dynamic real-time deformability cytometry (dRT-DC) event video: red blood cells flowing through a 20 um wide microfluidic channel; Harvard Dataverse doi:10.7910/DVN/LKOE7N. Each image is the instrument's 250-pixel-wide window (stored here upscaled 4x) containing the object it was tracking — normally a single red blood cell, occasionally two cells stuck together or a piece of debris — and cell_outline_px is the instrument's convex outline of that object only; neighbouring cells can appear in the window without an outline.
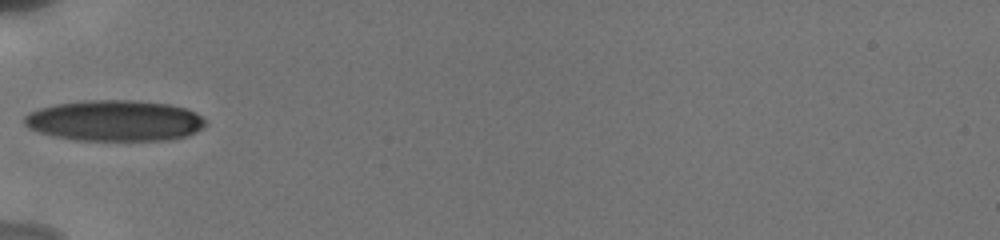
{"species": "human", "species_latin": "Homo sapiens", "temperature_condition": "cold", "stored_images_in_passage": 12, "camera_frame_rate_fps": 3000, "um_per_image_px": 0.085, "donor": {"sex": "male"}, "frame": {"image": 1, "passage_image": 1, "time_ms": 0.0, "image_size_px": [1000, 240], "cell_outline_px": [[208, 124], [204, 128], [188, 136], [168, 140], [76, 140], [56, 136], [40, 132], [24, 124], [24, 116], [28, 112], [40, 108], [56, 104], [84, 100], [132, 100], [168, 104], [184, 108], [196, 112], [208, 120]], "centroid_in_image_um": [9.82, 10.25], "position_along_channel_um": 75.2, "area_um2": 43.35}}
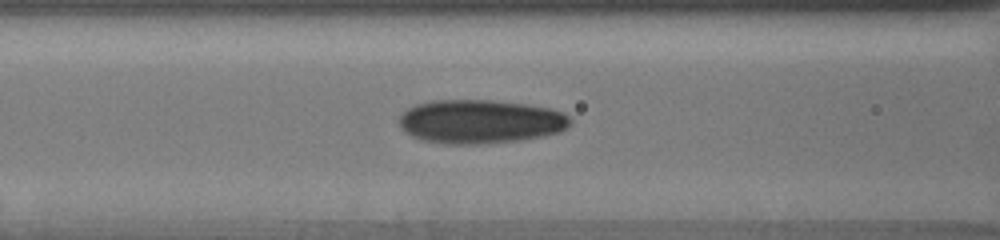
{"frame": {"image": 2, "passage_image": 4, "time_ms": 1.333, "image_size_px": [1000, 240], "cell_outline_px": [[572, 124], [568, 128], [560, 132], [544, 136], [520, 140], [480, 144], [444, 144], [420, 140], [404, 132], [400, 128], [400, 116], [408, 108], [416, 104], [432, 100], [492, 100], [524, 104], [548, 108], [560, 112], [568, 116], [572, 120]], "centroid_in_image_um": [40.82, 10.34], "position_along_channel_um": 125.8, "area_um2": 43.93}}
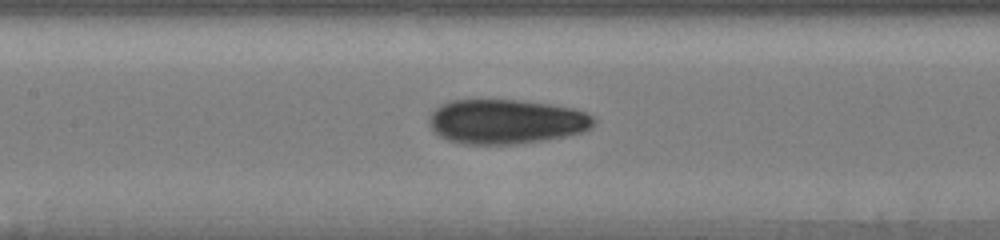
{"frame": {"image": 3, "passage_image": 8, "time_ms": 2.333, "image_size_px": [1000, 240], "cell_outline_px": [[596, 120], [592, 128], [584, 132], [544, 140], [516, 144], [464, 144], [448, 140], [440, 136], [432, 128], [428, 120], [432, 112], [440, 104], [452, 100], [520, 100], [552, 104], [572, 108], [584, 112], [592, 116]], "centroid_in_image_um": [43.04, 10.33], "position_along_channel_um": 164.4, "area_um2": 42.83}}